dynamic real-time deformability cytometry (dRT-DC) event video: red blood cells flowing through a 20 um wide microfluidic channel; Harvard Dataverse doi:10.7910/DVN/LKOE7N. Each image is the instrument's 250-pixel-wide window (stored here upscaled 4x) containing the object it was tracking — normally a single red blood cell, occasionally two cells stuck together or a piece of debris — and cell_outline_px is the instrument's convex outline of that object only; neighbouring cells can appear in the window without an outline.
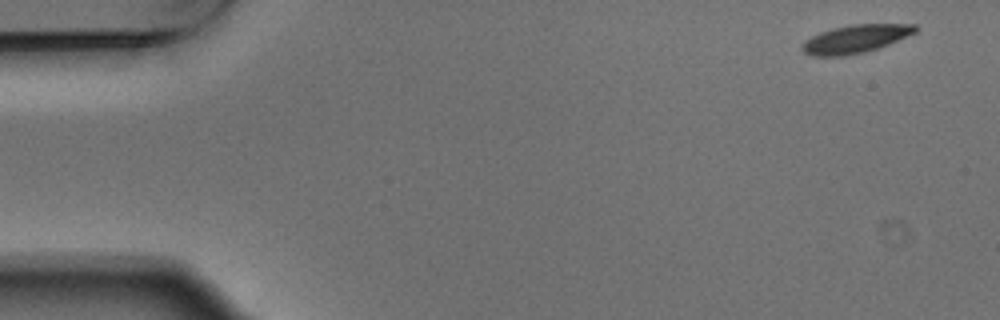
{"species": "Egyptian fruit bat (a non-hibernating species)", "species_latin": "Rousettus aegyptiacus", "temperature_condition": "warm", "stored_images_in_passage": 4, "camera_frame_rate_fps": 3000, "um_per_image_px": 0.085, "animal": {"sex": "male"}, "frame": {"image": 1, "passage_image": 1, "time_ms": 0.0, "image_size_px": [1000, 320], "cell_outline_px": [[916, 32], [888, 44], [864, 52], [844, 56], [812, 56], [804, 52], [800, 48], [804, 40], [820, 32], [832, 28], [852, 24], [916, 24]], "centroid_in_image_um": [72.66, 3.3], "position_along_channel_um": 12.3, "area_um2": 18.44}}
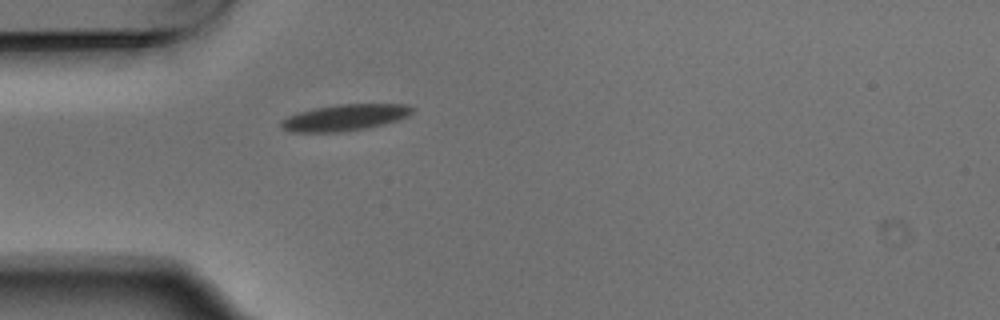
{"frame": {"image": 2, "passage_image": 4, "time_ms": 1.0, "image_size_px": [1000, 320], "cell_outline_px": [[416, 108], [408, 116], [384, 124], [368, 128], [340, 132], [292, 132], [280, 128], [280, 120], [296, 112], [336, 104], [404, 104]], "centroid_in_image_um": [29.28, 9.99], "position_along_channel_um": 55.7, "area_um2": 20.29}}